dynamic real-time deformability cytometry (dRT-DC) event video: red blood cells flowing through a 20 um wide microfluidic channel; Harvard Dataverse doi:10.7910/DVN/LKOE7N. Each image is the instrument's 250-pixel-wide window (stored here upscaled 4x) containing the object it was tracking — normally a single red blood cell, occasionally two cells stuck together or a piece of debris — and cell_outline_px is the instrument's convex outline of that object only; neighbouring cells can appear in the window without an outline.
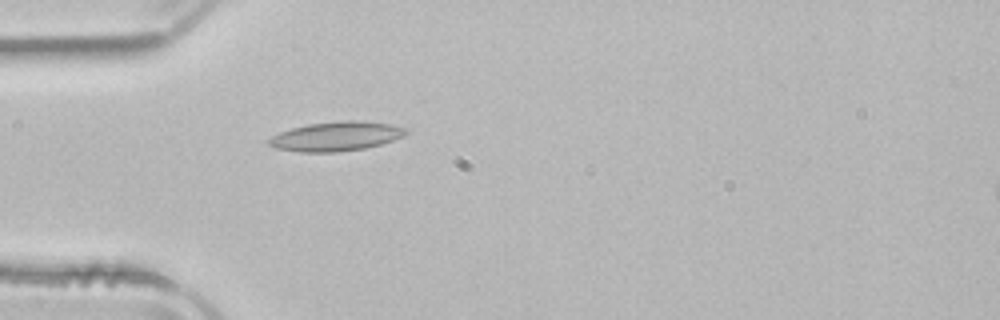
{"species": "common noctule bat (a hibernating species)", "species_latin": "Nyctalus noctula", "temperature_condition": "room temperature", "stored_images_in_passage": 37, "camera_frame_rate_fps": 3000, "um_per_image_px": 0.085, "animal": {"sex": "male", "body_mass_g": 21.5, "forearm_length_mm": 52.0}, "frame": {"image": 1, "passage_image": 1, "time_ms": 0.0, "image_size_px": [1000, 320], "cell_outline_px": [[408, 132], [404, 136], [380, 144], [364, 148], [336, 152], [300, 152], [276, 148], [268, 144], [268, 140], [272, 136], [280, 132], [292, 128], [308, 124], [340, 120], [364, 120], [392, 124], [408, 128]], "centroid_in_image_um": [28.61, 11.57], "position_along_channel_um": 56.4, "area_um2": 23.52}}
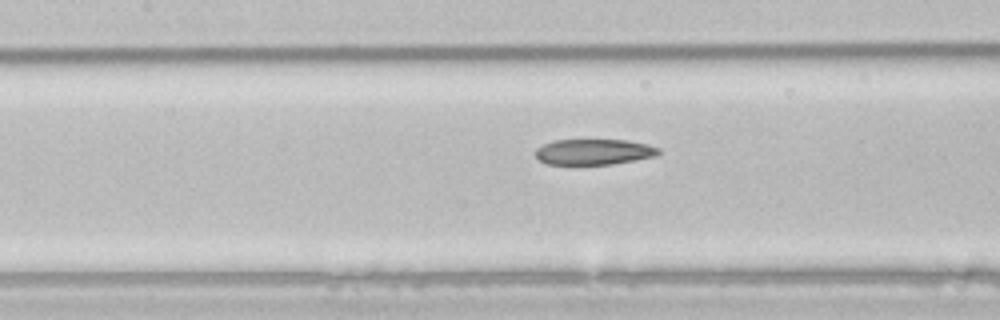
{"frame": {"image": 2, "passage_image": 9, "time_ms": 2.667, "image_size_px": [1000, 320], "cell_outline_px": [[660, 152], [656, 156], [612, 164], [548, 164], [540, 160], [536, 156], [536, 148], [552, 140], [628, 140], [648, 144], [660, 148]], "centroid_in_image_um": [50.5, 12.9], "position_along_channel_um": 156.9, "area_um2": 18.38}}
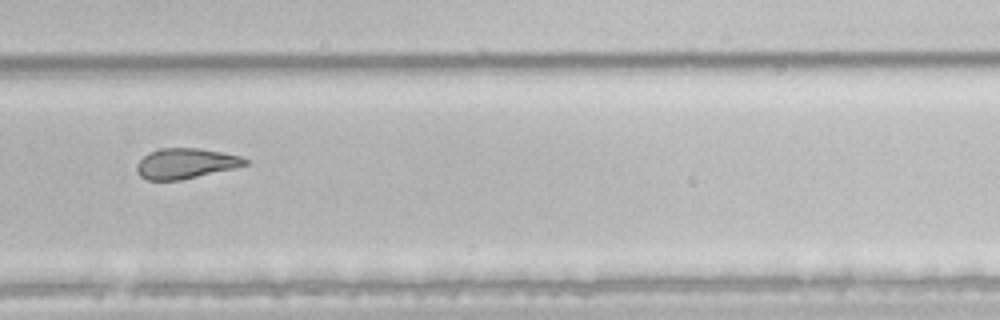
{"frame": {"image": 3, "passage_image": 21, "time_ms": 6.667, "image_size_px": [1000, 320], "cell_outline_px": [[248, 164], [236, 168], [180, 180], [148, 180], [140, 176], [136, 172], [136, 164], [148, 152], [160, 148], [200, 148], [240, 156], [248, 160]], "centroid_in_image_um": [15.76, 13.89], "position_along_channel_um": 314.0, "area_um2": 19.19}, "authors_computed_cell_mechanics": {"area_um2": 20.1722, "velocity_mm_per_s": 3.9466, "shape_relaxation_time_tau1_ms": null, "shape_relaxation_time_tau2_ms": 3.6376, "deformation_change_tau1": null, "deformation_change_tau2": 0.1205}}